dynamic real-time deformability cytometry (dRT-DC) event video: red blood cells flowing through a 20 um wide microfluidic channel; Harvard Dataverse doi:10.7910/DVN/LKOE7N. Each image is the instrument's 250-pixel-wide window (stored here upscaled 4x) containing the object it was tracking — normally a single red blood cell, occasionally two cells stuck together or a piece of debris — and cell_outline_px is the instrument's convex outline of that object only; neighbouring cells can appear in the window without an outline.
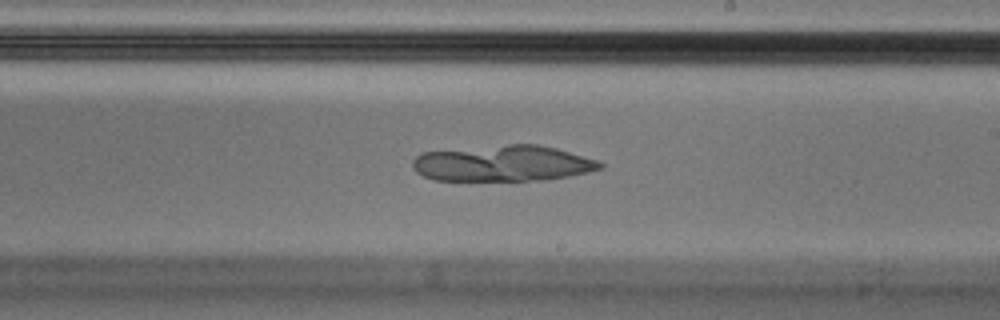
{"species": "Egyptian fruit bat (a non-hibernating species)", "species_latin": "Rousettus aegyptiacus", "temperature_condition": "cold", "stored_images_in_passage": 34, "camera_frame_rate_fps": 3000, "um_per_image_px": 0.085, "animal": {"sex": "male"}, "frame": {"image": 1, "passage_image": 19, "time_ms": 6.0, "image_size_px": [1000, 320], "cell_outline_px": [[604, 168], [588, 172], [548, 180], [432, 180], [416, 172], [412, 168], [412, 160], [416, 156], [424, 152], [508, 144], [536, 144], [556, 148], [600, 160], [604, 164]], "centroid_in_image_um": [42.78, 13.89], "position_along_channel_um": 246.2, "area_um2": 39.48}}